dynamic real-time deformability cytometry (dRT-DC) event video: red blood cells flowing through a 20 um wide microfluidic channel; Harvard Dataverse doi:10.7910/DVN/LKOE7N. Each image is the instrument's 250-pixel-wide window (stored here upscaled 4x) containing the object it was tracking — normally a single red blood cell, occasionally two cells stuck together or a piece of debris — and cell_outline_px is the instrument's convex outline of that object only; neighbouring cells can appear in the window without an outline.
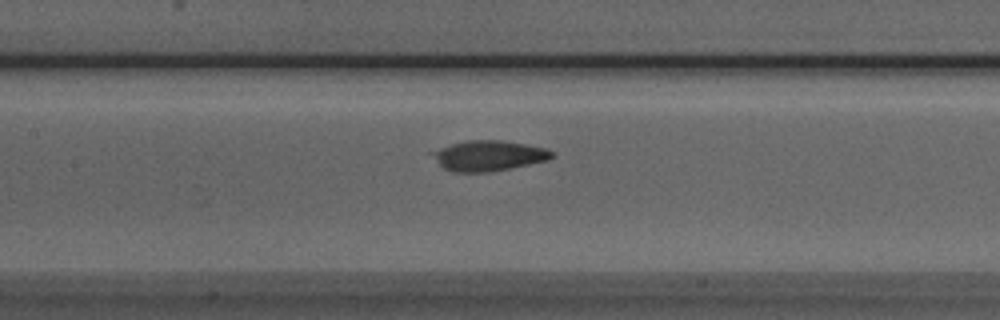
{"species": "Egyptian fruit bat (a non-hibernating species)", "species_latin": "Rousettus aegyptiacus", "temperature_condition": "room temperature", "stored_images_in_passage": 35, "camera_frame_rate_fps": 3000, "um_per_image_px": 0.085, "animal": {"sex": "male"}, "frame": {"image": 1, "passage_image": 9, "time_ms": 2.667, "image_size_px": [1000, 320], "cell_outline_px": [[556, 156], [548, 160], [488, 172], [452, 172], [444, 168], [428, 152], [452, 144], [468, 140], [500, 140], [548, 148]], "centroid_in_image_um": [41.53, 13.23], "position_along_channel_um": 165.9, "area_um2": 20.98}}
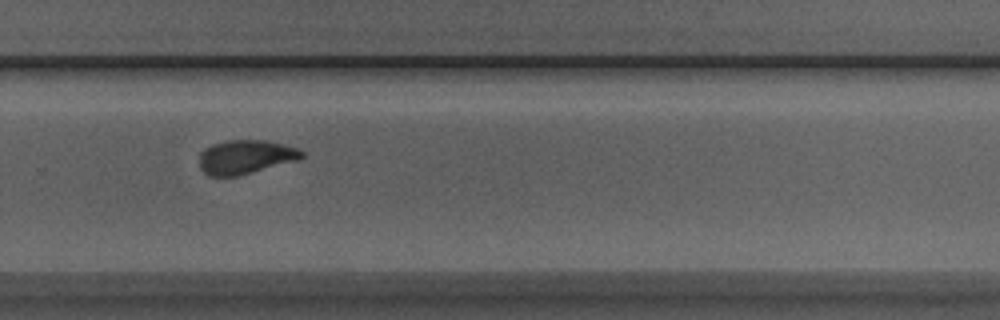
{"frame": {"image": 2, "passage_image": 20, "time_ms": 6.333, "image_size_px": [1000, 320], "cell_outline_px": [[304, 156], [300, 160], [236, 176], [208, 176], [200, 168], [200, 152], [204, 148], [212, 144], [228, 140], [268, 140], [296, 148], [304, 152]], "centroid_in_image_um": [20.87, 13.34], "position_along_channel_um": 308.9, "area_um2": 20.35}}
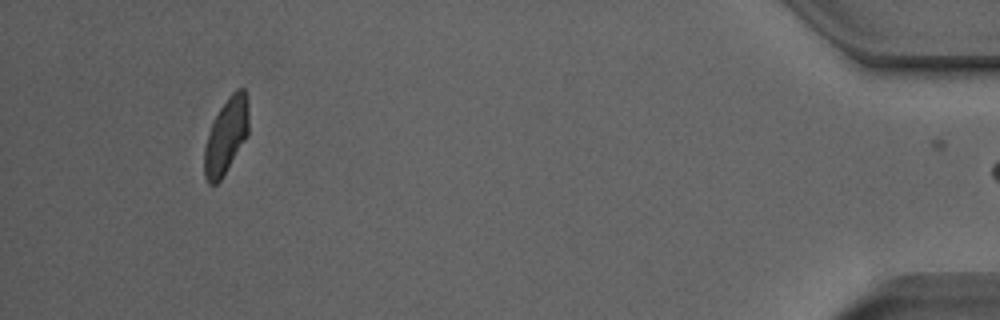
{"frame": {"image": 3, "passage_image": 34, "time_ms": 11.0, "image_size_px": [1000, 320], "cell_outline_px": [[248, 136], [220, 180], [216, 184], [208, 184], [204, 176], [204, 148], [212, 120], [228, 96], [236, 88], [244, 88], [248, 96]], "centroid_in_image_um": [19.22, 11.52], "position_along_channel_um": 416.0, "area_um2": 19.77}, "authors_computed_cell_mechanics": {"area_um2": 20.6924, "velocity_mm_per_s": 3.9138, "shape_relaxation_time_tau1_ms": 6.4886, "shape_relaxation_time_tau2_ms": 4.8562, "deformation_change_tau1": 0.2184, "deformation_change_tau2": 0.0874}}